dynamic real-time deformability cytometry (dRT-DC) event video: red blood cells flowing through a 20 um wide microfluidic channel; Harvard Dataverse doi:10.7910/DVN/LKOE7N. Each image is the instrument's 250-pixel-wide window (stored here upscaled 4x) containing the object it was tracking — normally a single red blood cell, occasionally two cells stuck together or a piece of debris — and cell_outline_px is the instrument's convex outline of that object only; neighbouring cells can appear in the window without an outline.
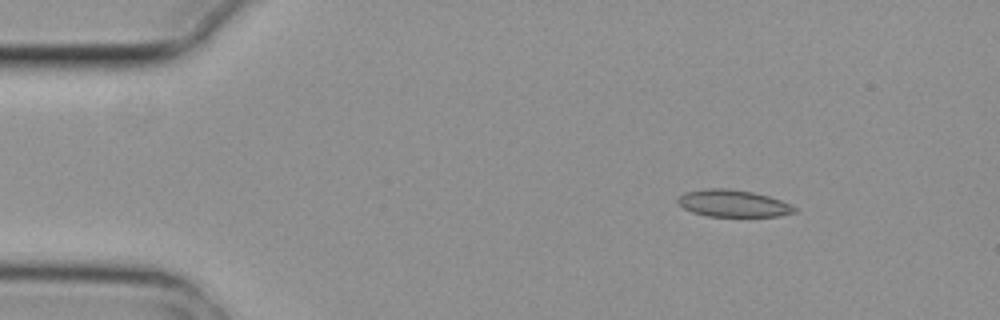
{"species": "common noctule bat (a hibernating species)", "species_latin": "Nyctalus noctula", "temperature_condition": "cold", "stored_images_in_passage": 6, "camera_frame_rate_fps": 3000, "um_per_image_px": 0.085, "animal": {"sex": "female", "body_mass_g": 29.2, "forearm_length_mm": 56.3}, "frame": {"image": 1, "passage_image": 1, "time_ms": 0.0, "image_size_px": [1000, 320], "cell_outline_px": [[796, 212], [780, 216], [708, 216], [692, 212], [684, 208], [676, 200], [684, 192], [704, 188], [728, 188], [752, 192], [768, 196], [780, 200], [796, 208]], "centroid_in_image_um": [62.28, 17.28], "position_along_channel_um": 22.7, "area_um2": 18.26}}
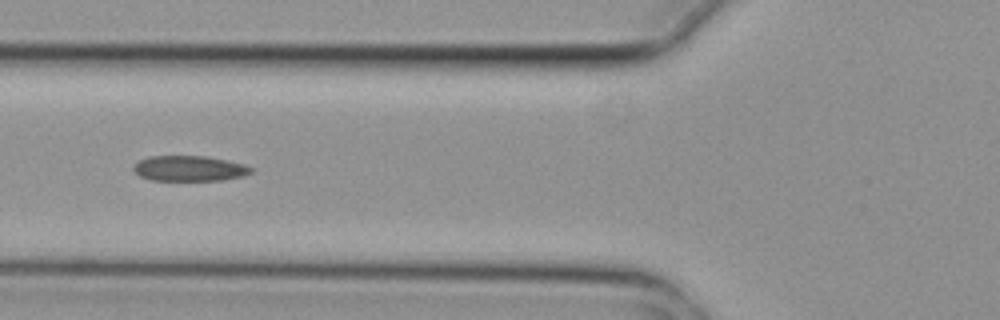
{"frame": {"image": 2, "passage_image": 4, "time_ms": 1.0, "image_size_px": [1000, 320], "cell_outline_px": [[252, 172], [244, 176], [224, 180], [148, 180], [140, 176], [132, 168], [140, 160], [148, 156], [204, 156], [244, 164], [252, 168]], "centroid_in_image_um": [16.09, 14.32], "position_along_channel_um": 109.7, "area_um2": 17.28}}
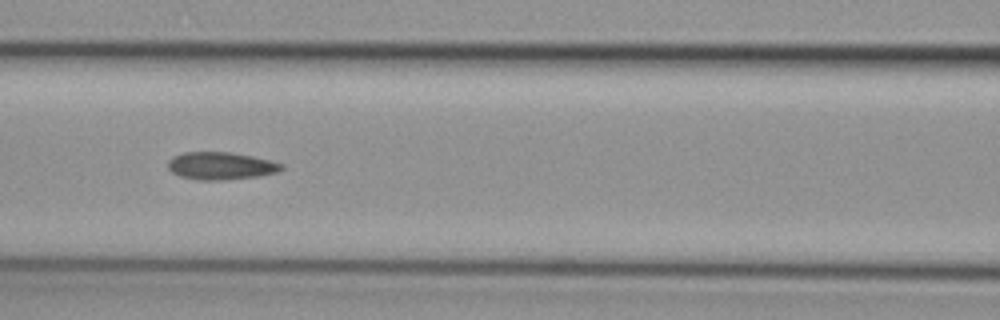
{"frame": {"image": 3, "passage_image": 5, "time_ms": 1.333, "image_size_px": [1000, 320], "cell_outline_px": [[284, 168], [280, 172], [260, 176], [224, 180], [200, 180], [180, 176], [172, 172], [168, 168], [168, 160], [172, 156], [184, 152], [232, 152], [272, 160], [284, 164]], "centroid_in_image_um": [18.81, 14.09], "position_along_channel_um": 147.8, "area_um2": 18.5}}